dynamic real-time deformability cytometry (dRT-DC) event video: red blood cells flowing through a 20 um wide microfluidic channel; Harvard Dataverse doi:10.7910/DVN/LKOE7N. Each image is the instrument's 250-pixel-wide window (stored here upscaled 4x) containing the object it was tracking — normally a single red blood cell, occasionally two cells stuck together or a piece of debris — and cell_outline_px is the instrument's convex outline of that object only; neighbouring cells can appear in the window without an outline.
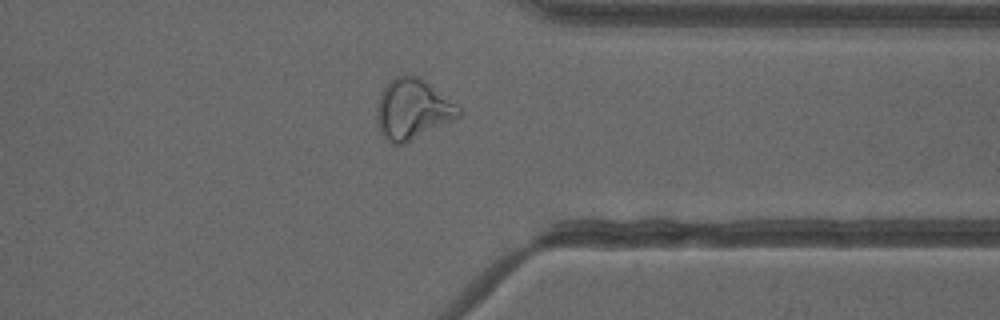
{"species": "common noctule bat (a hibernating species)", "species_latin": "Nyctalus noctula", "temperature_condition": "cold", "stored_images_in_passage": 38, "camera_frame_rate_fps": 3000, "um_per_image_px": 0.085, "animal": {"sex": "female"}, "frame": {"image": 1, "passage_image": 27, "time_ms": 8.667, "image_size_px": [1000, 320], "cell_outline_px": [[464, 112], [456, 120], [404, 144], [392, 144], [380, 132], [376, 116], [376, 108], [380, 92], [396, 76], [420, 76], [464, 108]], "centroid_in_image_um": [35.14, 9.3], "position_along_channel_um": 376.3, "area_um2": 29.3}, "authors_computed_cell_mechanics": {"area_um2": 27.5995, "velocity_mm_per_s": 3.9913, "shape_relaxation_time_tau1_ms": null, "shape_relaxation_time_tau2_ms": 1.8469, "deformation_change_tau1": null, "deformation_change_tau2": 0.1075}}